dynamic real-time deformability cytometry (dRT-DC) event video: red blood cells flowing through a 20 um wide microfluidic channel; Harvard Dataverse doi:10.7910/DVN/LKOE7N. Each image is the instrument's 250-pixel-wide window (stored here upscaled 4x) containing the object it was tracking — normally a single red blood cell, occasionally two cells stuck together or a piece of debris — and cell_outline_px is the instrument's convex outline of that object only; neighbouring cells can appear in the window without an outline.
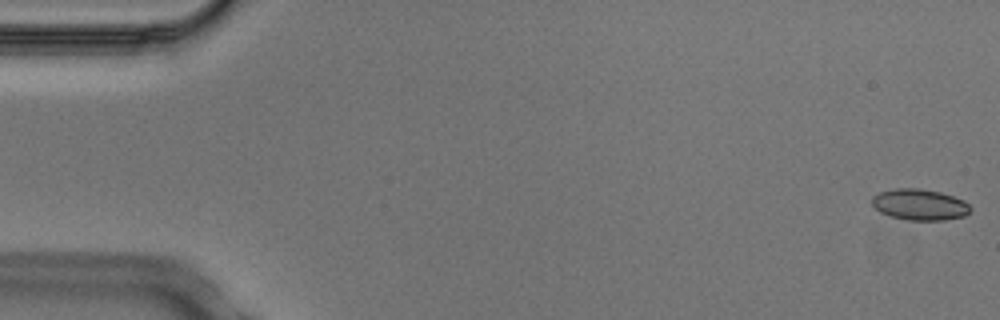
{"species": "Egyptian fruit bat (a non-hibernating species)", "species_latin": "Rousettus aegyptiacus", "temperature_condition": "cold", "stored_images_in_passage": 5, "camera_frame_rate_fps": 3000, "um_per_image_px": 0.085, "animal": {"sex": "male"}, "frame": {"image": 1, "passage_image": 1, "time_ms": 0.0, "image_size_px": [1000, 320], "cell_outline_px": [[972, 208], [964, 216], [944, 220], [908, 220], [888, 216], [880, 212], [872, 204], [872, 196], [880, 192], [896, 188], [920, 188], [940, 192], [964, 200]], "centroid_in_image_um": [78.16, 17.39], "position_along_channel_um": 6.8, "area_um2": 17.86}}
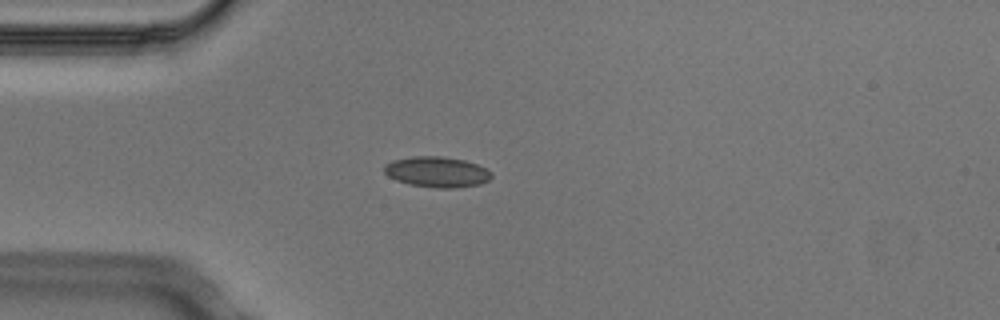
{"frame": {"image": 2, "passage_image": 4, "time_ms": 1.0, "image_size_px": [1000, 320], "cell_outline_px": [[492, 176], [488, 180], [480, 184], [456, 188], [436, 188], [408, 184], [396, 180], [388, 176], [384, 172], [384, 164], [392, 160], [412, 156], [444, 156], [464, 160], [488, 168], [492, 172]], "centroid_in_image_um": [37.14, 14.61], "position_along_channel_um": 47.9, "area_um2": 19.36}}